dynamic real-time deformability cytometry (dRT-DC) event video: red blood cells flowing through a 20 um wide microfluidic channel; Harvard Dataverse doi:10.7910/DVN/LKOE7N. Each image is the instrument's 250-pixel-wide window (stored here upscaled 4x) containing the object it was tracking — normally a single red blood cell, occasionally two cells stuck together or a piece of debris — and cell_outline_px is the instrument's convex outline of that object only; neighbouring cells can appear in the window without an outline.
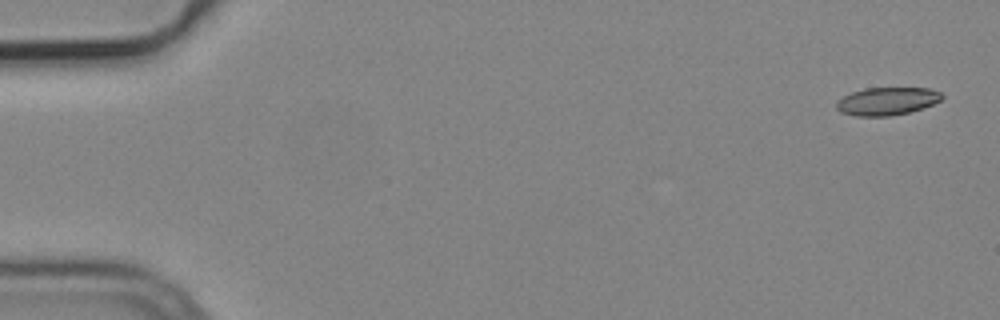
{"species": "common noctule bat (a hibernating species)", "species_latin": "Nyctalus noctula", "temperature_condition": "cold", "stored_images_in_passage": 5, "camera_frame_rate_fps": 3000, "um_per_image_px": 0.085, "animal": {"sex": "male", "body_mass_g": 19.2, "forearm_length_mm": 51.8}, "frame": {"image": 1, "passage_image": 1, "time_ms": 0.0, "image_size_px": [1000, 320], "cell_outline_px": [[944, 96], [940, 100], [932, 104], [908, 112], [888, 116], [856, 116], [840, 112], [836, 108], [836, 100], [852, 92], [864, 88], [932, 88], [940, 92]], "centroid_in_image_um": [75.36, 8.59], "position_along_channel_um": 9.6, "area_um2": 17.05}}
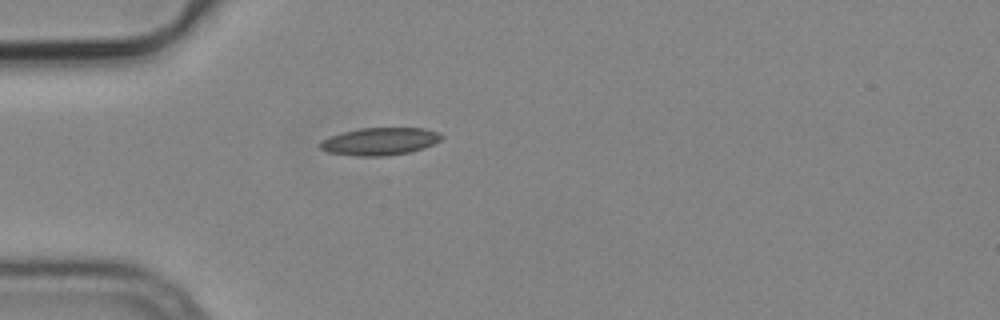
{"frame": {"image": 2, "passage_image": 5, "time_ms": 1.333, "image_size_px": [1000, 320], "cell_outline_px": [[444, 136], [440, 140], [424, 148], [412, 152], [384, 156], [356, 156], [328, 152], [320, 148], [316, 144], [320, 140], [328, 136], [360, 128], [424, 128], [440, 132]], "centroid_in_image_um": [32.27, 12.02], "position_along_channel_um": 52.7, "area_um2": 19.71}}